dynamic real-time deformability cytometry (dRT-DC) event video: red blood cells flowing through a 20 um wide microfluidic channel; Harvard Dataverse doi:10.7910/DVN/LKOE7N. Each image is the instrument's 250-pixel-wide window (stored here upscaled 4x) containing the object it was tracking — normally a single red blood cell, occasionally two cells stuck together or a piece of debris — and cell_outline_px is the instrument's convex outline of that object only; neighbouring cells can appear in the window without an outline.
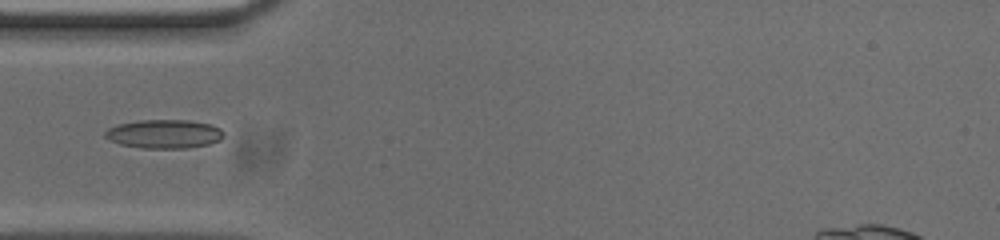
{"species": "common noctule bat (a hibernating species)", "species_latin": "Nyctalus noctula", "temperature_condition": "cold", "stored_images_in_passage": 38, "camera_frame_rate_fps": 3000, "um_per_image_px": 0.085, "animal": {"sex": "male", "body_mass_g": 20.0, "forearm_length_mm": 53.3}, "frame": {"image": 1, "passage_image": 1, "time_ms": 0.0, "image_size_px": [1000, 240], "cell_outline_px": [[224, 136], [220, 140], [208, 144], [184, 148], [144, 148], [120, 144], [104, 136], [104, 132], [108, 128], [120, 124], [140, 120], [188, 120], [212, 124], [220, 128], [224, 132]], "centroid_in_image_um": [13.99, 11.38], "position_along_channel_um": 71.0, "area_um2": 19.77}}
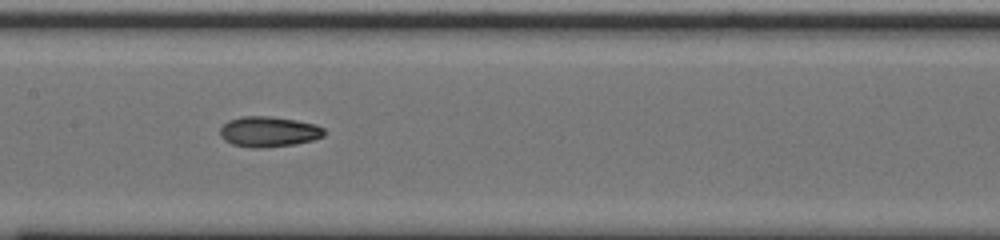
{"frame": {"image": 2, "passage_image": 10, "time_ms": 3.0, "image_size_px": [1000, 240], "cell_outline_px": [[324, 136], [312, 140], [296, 144], [260, 148], [252, 148], [232, 144], [224, 140], [220, 136], [220, 128], [228, 120], [240, 116], [272, 116], [296, 120], [316, 124], [324, 128]], "centroid_in_image_um": [22.83, 11.19], "position_along_channel_um": 184.6, "area_um2": 18.61}}
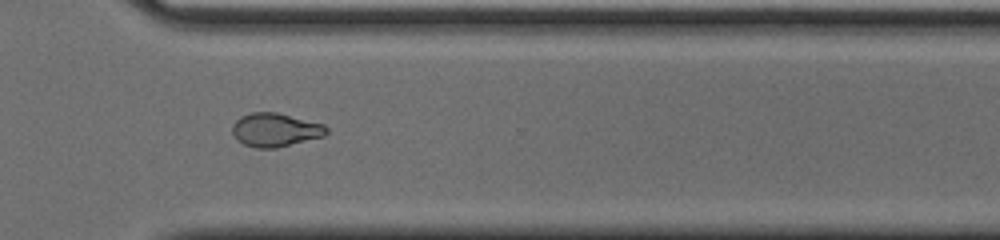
{"frame": {"image": 3, "passage_image": 23, "time_ms": 7.333, "image_size_px": [1000, 240], "cell_outline_px": [[328, 132], [324, 136], [276, 148], [256, 148], [244, 144], [236, 140], [232, 132], [232, 124], [240, 116], [252, 112], [276, 112], [324, 124], [328, 128]], "centroid_in_image_um": [23.38, 11.04], "position_along_channel_um": 347.2, "area_um2": 18.5}}